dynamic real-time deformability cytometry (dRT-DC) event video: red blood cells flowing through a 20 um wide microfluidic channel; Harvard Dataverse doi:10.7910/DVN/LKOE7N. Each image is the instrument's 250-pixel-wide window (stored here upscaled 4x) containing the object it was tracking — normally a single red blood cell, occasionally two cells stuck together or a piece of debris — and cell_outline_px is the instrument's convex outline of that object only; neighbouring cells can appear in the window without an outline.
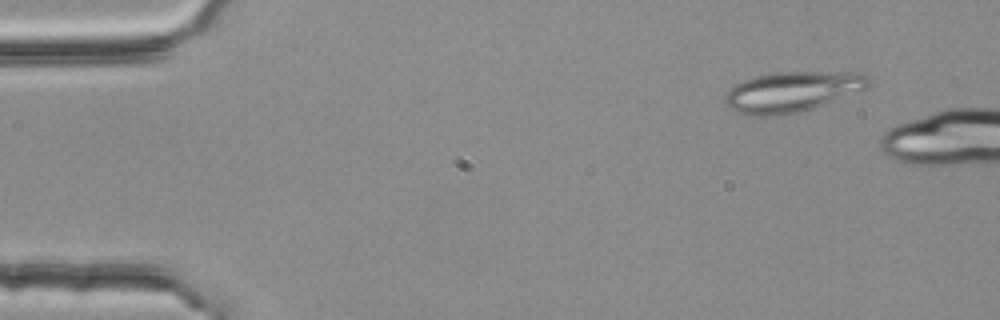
{"species": "common noctule bat (a hibernating species)", "species_latin": "Nyctalus noctula", "temperature_condition": "room temperature", "stored_images_in_passage": 10, "camera_frame_rate_fps": 3000, "um_per_image_px": 0.085, "animal": {"sex": "female", "body_mass_g": 25.1}, "frame": {"image": 1, "passage_image": 5, "time_ms": 1.333, "image_size_px": [1000, 320], "cell_outline_px": [[872, 84], [868, 88], [804, 112], [784, 116], [748, 116], [736, 112], [728, 108], [724, 104], [724, 96], [728, 88], [744, 80], [756, 76], [776, 72], [864, 72], [872, 76]], "centroid_in_image_um": [67.36, 7.81], "position_along_channel_um": 17.6, "area_um2": 34.8}}